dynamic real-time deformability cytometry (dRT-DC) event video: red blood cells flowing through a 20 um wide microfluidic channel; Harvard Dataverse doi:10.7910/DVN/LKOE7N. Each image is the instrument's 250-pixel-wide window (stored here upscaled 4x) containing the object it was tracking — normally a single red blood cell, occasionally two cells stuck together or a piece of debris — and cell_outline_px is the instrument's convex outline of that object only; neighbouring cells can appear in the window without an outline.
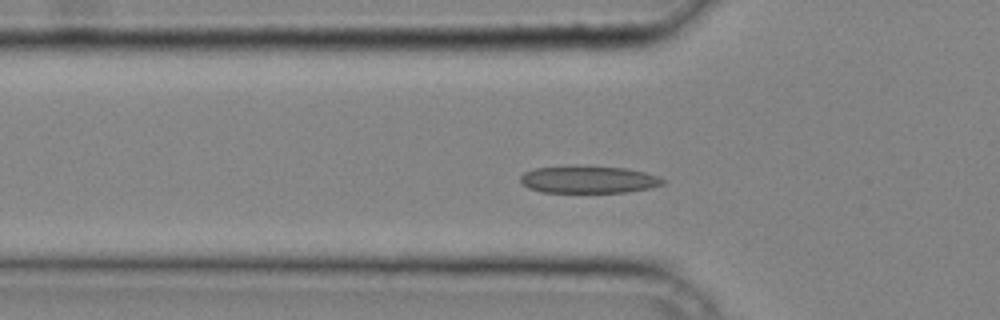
{"species": "common noctule bat (a hibernating species)", "species_latin": "Nyctalus noctula", "temperature_condition": "cold", "stored_images_in_passage": 40, "camera_frame_rate_fps": 3000, "um_per_image_px": 0.085, "animal": {"sex": "male", "body_mass_g": 20.4}, "frame": {"image": 1, "passage_image": 12, "time_ms": 3.667, "image_size_px": [1000, 320], "cell_outline_px": [[664, 184], [652, 188], [624, 192], [540, 192], [528, 188], [520, 180], [520, 176], [524, 172], [536, 168], [624, 168], [644, 172], [660, 176], [664, 180]], "centroid_in_image_um": [50.07, 15.3], "position_along_channel_um": 75.7, "area_um2": 21.79}}
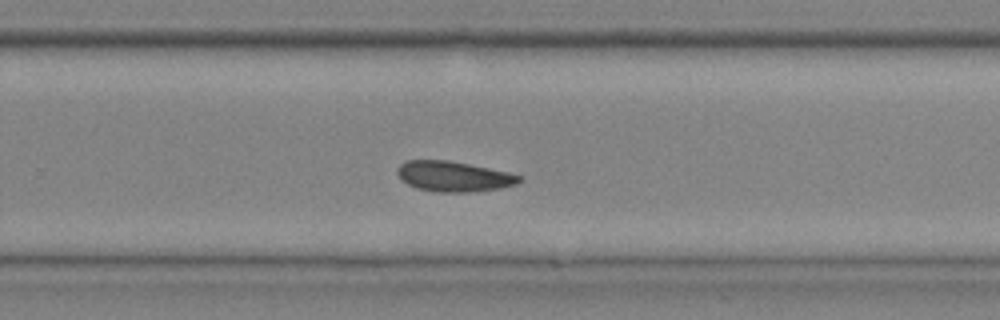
{"frame": {"image": 2, "passage_image": 26, "time_ms": 8.333, "image_size_px": [1000, 320], "cell_outline_px": [[520, 180], [516, 184], [500, 188], [468, 192], [436, 192], [416, 188], [408, 184], [396, 172], [396, 168], [404, 160], [448, 160], [508, 172], [520, 176]], "centroid_in_image_um": [38.51, 14.99], "position_along_channel_um": 291.3, "area_um2": 21.33}}
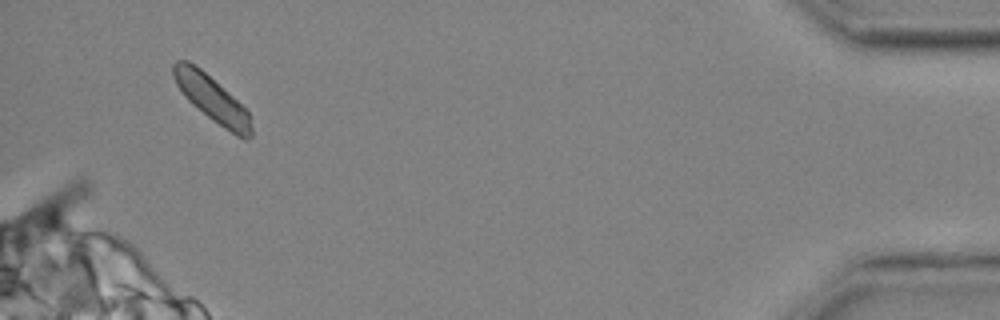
{"frame": {"image": 3, "passage_image": 38, "time_ms": 12.333, "image_size_px": [1000, 320], "cell_outline_px": [[252, 136], [244, 140], [236, 136], [224, 128], [192, 104], [184, 96], [176, 84], [172, 76], [172, 64], [176, 60], [188, 60], [200, 68], [232, 96], [248, 112], [252, 128]], "centroid_in_image_um": [17.99, 8.39], "position_along_channel_um": 417.2, "area_um2": 20.52}}